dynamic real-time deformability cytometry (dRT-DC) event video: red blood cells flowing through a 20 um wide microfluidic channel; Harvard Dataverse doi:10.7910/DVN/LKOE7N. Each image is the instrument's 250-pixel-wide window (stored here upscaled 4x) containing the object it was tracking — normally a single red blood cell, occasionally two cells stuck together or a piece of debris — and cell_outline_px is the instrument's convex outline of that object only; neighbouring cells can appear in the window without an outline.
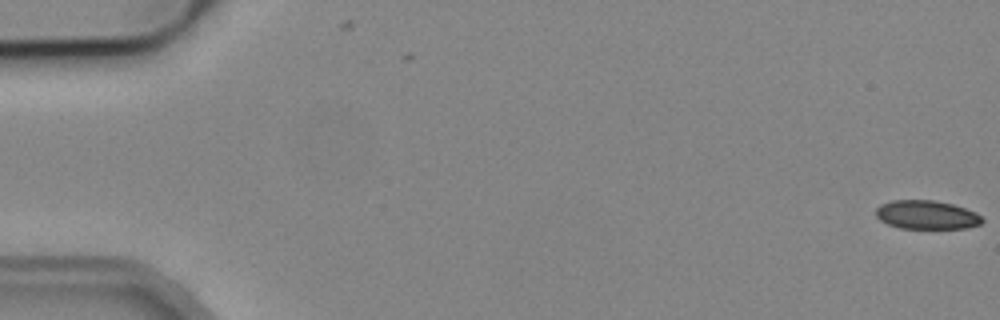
{"species": "common noctule bat (a hibernating species)", "species_latin": "Nyctalus noctula", "temperature_condition": "cold", "stored_images_in_passage": 2, "camera_frame_rate_fps": 3000, "um_per_image_px": 0.085, "animal": {"sex": "male", "body_mass_g": 19.2, "forearm_length_mm": 51.8}, "frame": {"image": 1, "passage_image": 2, "time_ms": 0.333, "image_size_px": [1000, 320], "cell_outline_px": [[984, 220], [980, 224], [968, 228], [900, 228], [888, 224], [880, 220], [876, 216], [876, 208], [880, 204], [892, 200], [932, 200], [952, 204], [976, 212]], "centroid_in_image_um": [78.75, 18.26], "position_along_channel_um": 6.3, "area_um2": 17.74}}